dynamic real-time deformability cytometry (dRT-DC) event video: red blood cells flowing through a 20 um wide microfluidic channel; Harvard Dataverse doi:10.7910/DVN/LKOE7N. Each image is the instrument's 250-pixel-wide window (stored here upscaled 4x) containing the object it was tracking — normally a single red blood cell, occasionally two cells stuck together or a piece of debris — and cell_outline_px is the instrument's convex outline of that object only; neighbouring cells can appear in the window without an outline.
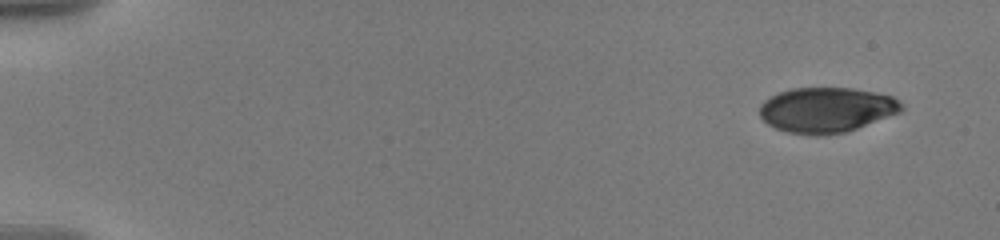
{"species": "human", "species_latin": "Homo sapiens", "temperature_condition": "warm", "stored_images_in_passage": 57, "camera_frame_rate_fps": 3000, "um_per_image_px": 0.085, "donor": {"sex": "male"}, "frame": {"image": 1, "passage_image": 1, "time_ms": 0.0, "image_size_px": [1000, 240], "cell_outline_px": [[904, 108], [900, 112], [848, 132], [824, 136], [816, 136], [788, 132], [776, 128], [768, 124], [760, 116], [760, 104], [764, 100], [780, 92], [792, 88], [852, 88], [892, 96], [900, 100]], "centroid_in_image_um": [70.26, 9.35], "position_along_channel_um": 14.7, "area_um2": 37.45}}
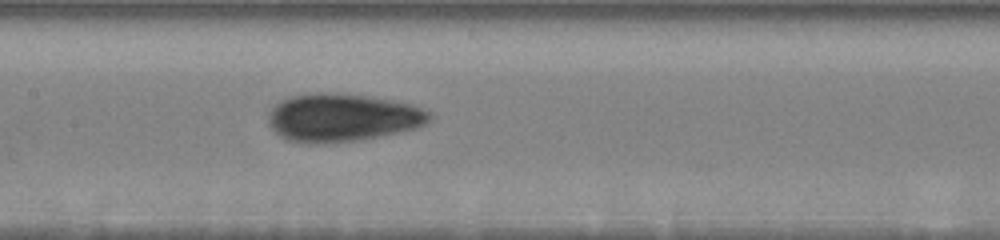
{"frame": {"image": 2, "passage_image": 25, "time_ms": 8.667, "image_size_px": [1000, 240], "cell_outline_px": [[432, 120], [416, 128], [400, 132], [360, 140], [316, 144], [308, 144], [288, 140], [280, 136], [268, 124], [268, 112], [280, 100], [292, 96], [320, 92], [324, 92], [372, 96], [412, 104], [432, 112]], "centroid_in_image_um": [29.12, 10.0], "position_along_channel_um": 178.3, "area_um2": 45.43}}
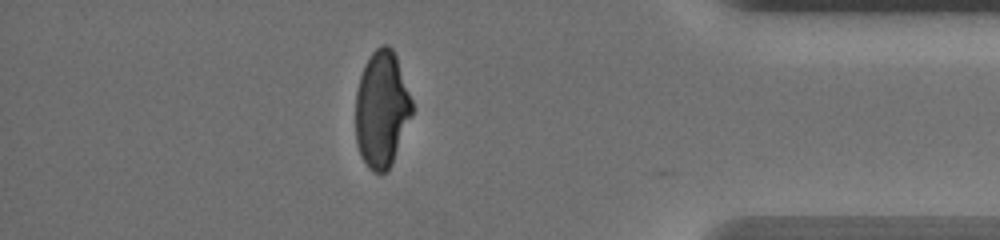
{"frame": {"image": 3, "passage_image": 48, "time_ms": 15.667, "image_size_px": [1000, 240], "cell_outline_px": [[412, 116], [392, 164], [384, 172], [372, 172], [368, 168], [360, 156], [356, 140], [356, 92], [360, 76], [364, 64], [372, 52], [380, 44], [388, 44], [392, 48], [396, 56], [412, 100]], "centroid_in_image_um": [32.44, 9.28], "position_along_channel_um": 402.8, "area_um2": 38.44}, "authors_computed_cell_mechanics": {"area_um2": 40.0554, "velocity_mm_per_s": 3.58, "shape_relaxation_time_tau1_ms": 5.2151, "shape_relaxation_time_tau2_ms": 1.1036, "deformation_change_tau1": 0.193, "deformation_change_tau2": 0.0532}}